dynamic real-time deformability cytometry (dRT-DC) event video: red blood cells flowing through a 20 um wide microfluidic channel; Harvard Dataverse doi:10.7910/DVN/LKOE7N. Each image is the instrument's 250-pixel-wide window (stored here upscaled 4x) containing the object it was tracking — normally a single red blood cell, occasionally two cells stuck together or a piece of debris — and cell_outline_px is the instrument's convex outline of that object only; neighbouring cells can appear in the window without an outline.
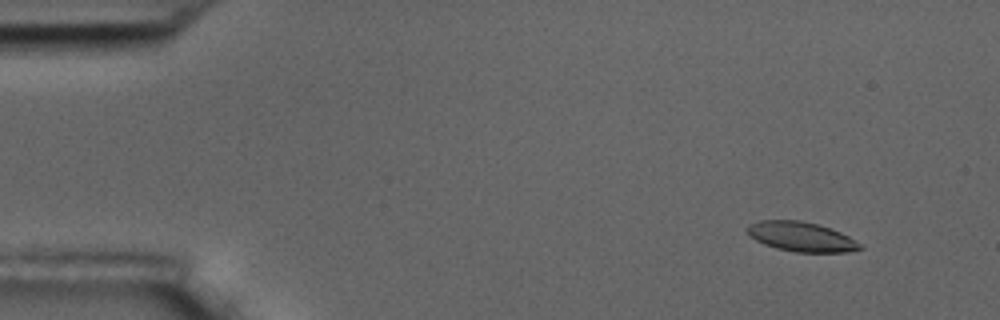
{"species": "common noctule bat (a hibernating species)", "species_latin": "Nyctalus noctula", "temperature_condition": "room temperature", "stored_images_in_passage": 55, "camera_frame_rate_fps": 3000, "um_per_image_px": 0.085, "animal": {"sex": "male", "body_mass_g": 17.5, "forearm_length_mm": 52.3}, "frame": {"image": 1, "passage_image": 4, "time_ms": 1.0, "image_size_px": [1000, 320], "cell_outline_px": [[864, 248], [848, 252], [796, 252], [776, 248], [764, 244], [748, 236], [744, 228], [760, 220], [800, 220], [816, 224], [840, 232], [856, 240]], "centroid_in_image_um": [68.08, 20.12], "position_along_channel_um": 16.9, "area_um2": 19.42}}
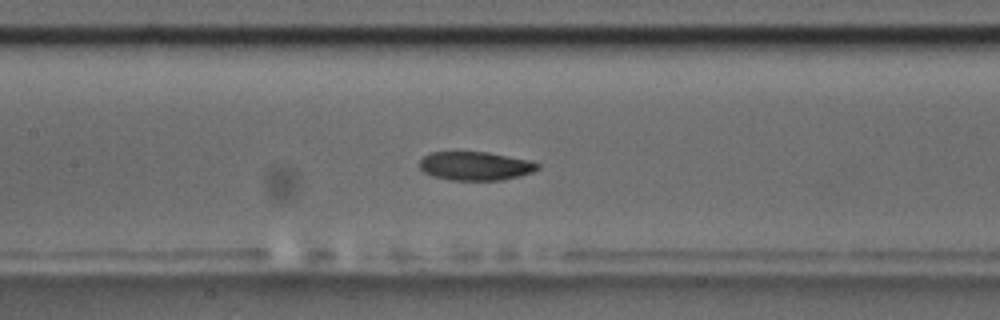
{"frame": {"image": 2, "passage_image": 25, "time_ms": 8.0, "image_size_px": [1000, 320], "cell_outline_px": [[540, 168], [532, 172], [520, 176], [504, 180], [448, 180], [432, 176], [424, 172], [420, 168], [420, 160], [424, 156], [432, 152], [488, 152], [528, 160], [540, 164]], "centroid_in_image_um": [40.41, 14.11], "position_along_channel_um": 167.0, "area_um2": 19.77}}
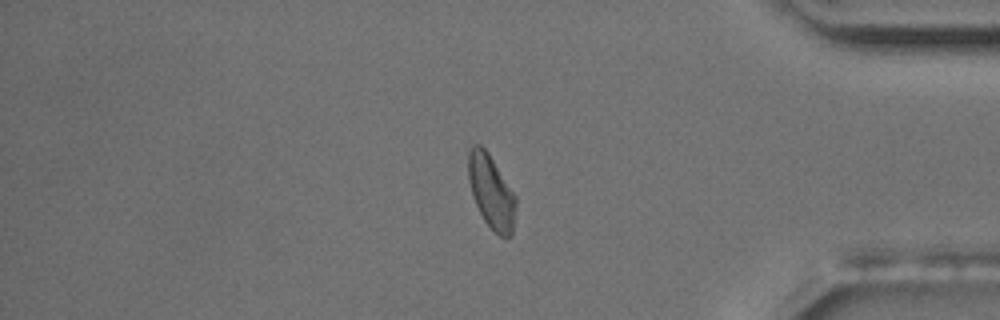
{"frame": {"image": 3, "passage_image": 46, "time_ms": 15.0, "image_size_px": [1000, 320], "cell_outline_px": [[516, 204], [512, 236], [500, 236], [484, 220], [472, 196], [468, 180], [468, 152], [472, 144], [480, 144], [488, 152], [516, 196]], "centroid_in_image_um": [41.74, 16.26], "position_along_channel_um": 393.5, "area_um2": 20.29}, "authors_computed_cell_mechanics": {"area_um2": 20.3456, "velocity_mm_per_s": 3.6094, "shape_relaxation_time_tau1_ms": 3.0096, "shape_relaxation_time_tau2_ms": null, "deformation_change_tau1": 0.096, "deformation_change_tau2": null}}